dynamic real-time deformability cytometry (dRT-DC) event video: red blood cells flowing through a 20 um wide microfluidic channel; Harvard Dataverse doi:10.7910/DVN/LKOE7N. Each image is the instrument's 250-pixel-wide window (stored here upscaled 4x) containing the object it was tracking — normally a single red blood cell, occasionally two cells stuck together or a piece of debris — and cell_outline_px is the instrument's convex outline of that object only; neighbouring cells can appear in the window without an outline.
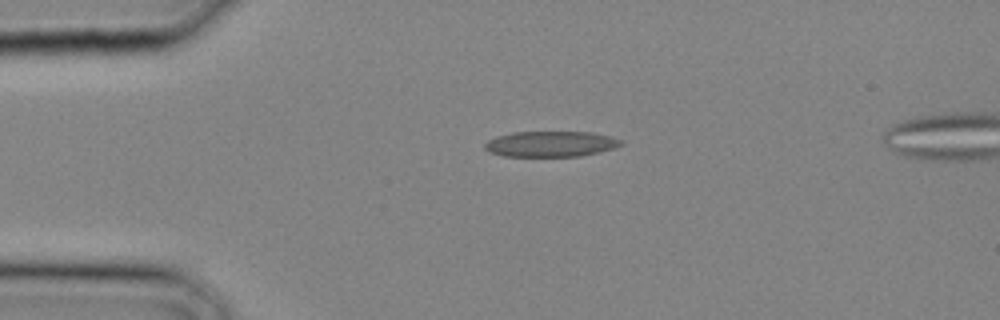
{"species": "common noctule bat (a hibernating species)", "species_latin": "Nyctalus noctula", "temperature_condition": "cold", "stored_images_in_passage": 5, "camera_frame_rate_fps": 3000, "um_per_image_px": 0.085, "animal": {"sex": "male", "body_mass_g": 20.4}, "frame": {"image": 1, "passage_image": 1, "time_ms": 0.0, "image_size_px": [1000, 320], "cell_outline_px": [[624, 144], [616, 148], [580, 156], [504, 156], [488, 152], [484, 148], [484, 144], [488, 140], [496, 136], [512, 132], [592, 132], [624, 140]], "centroid_in_image_um": [46.82, 12.23], "position_along_channel_um": 38.2, "area_um2": 20.46}}
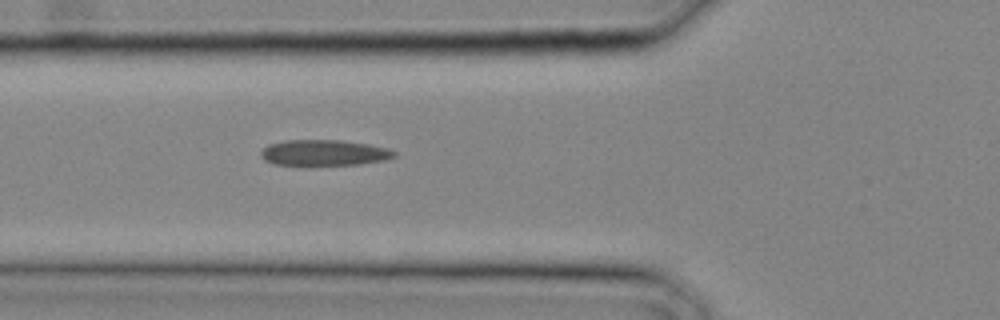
{"frame": {"image": 2, "passage_image": 5, "time_ms": 1.333, "image_size_px": [1000, 320], "cell_outline_px": [[396, 156], [384, 160], [360, 164], [308, 168], [272, 164], [264, 160], [260, 156], [260, 152], [268, 144], [284, 140], [340, 140], [368, 144], [388, 148], [396, 152]], "centroid_in_image_um": [27.48, 13.03], "position_along_channel_um": 98.3, "area_um2": 21.15}}